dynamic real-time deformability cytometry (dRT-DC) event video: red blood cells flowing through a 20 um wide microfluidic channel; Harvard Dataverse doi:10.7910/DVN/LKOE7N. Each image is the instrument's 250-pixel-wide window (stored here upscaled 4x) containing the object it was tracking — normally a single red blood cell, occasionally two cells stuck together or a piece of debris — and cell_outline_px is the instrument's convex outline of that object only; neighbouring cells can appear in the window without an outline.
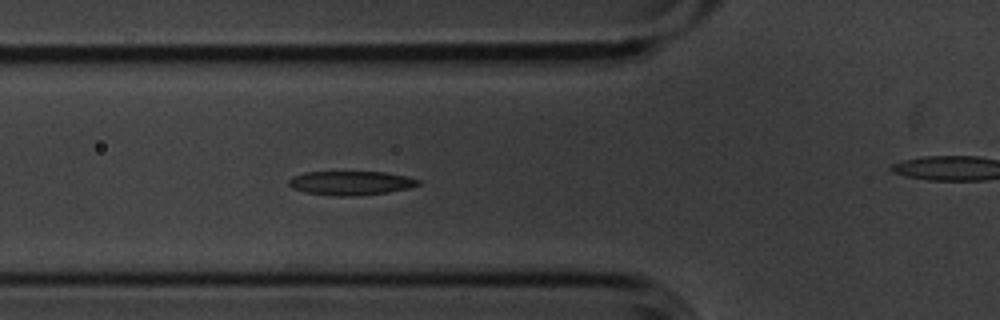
{"species": "common noctule bat (a hibernating species)", "species_latin": "Nyctalus noctula", "temperature_condition": "cold", "stored_images_in_passage": 7, "camera_frame_rate_fps": 3000, "um_per_image_px": 0.085, "animal": {"sex": "male", "body_mass_g": 20.1, "forearm_length_mm": 53.5}, "frame": {"image": 1, "passage_image": 6, "time_ms": 1.667, "image_size_px": [1000, 320], "cell_outline_px": [[420, 184], [408, 188], [384, 192], [348, 196], [336, 196], [304, 192], [292, 188], [288, 184], [288, 180], [292, 176], [304, 172], [384, 172], [404, 176], [420, 180]], "centroid_in_image_um": [29.74, 15.55], "position_along_channel_um": 96.1, "area_um2": 17.86}}